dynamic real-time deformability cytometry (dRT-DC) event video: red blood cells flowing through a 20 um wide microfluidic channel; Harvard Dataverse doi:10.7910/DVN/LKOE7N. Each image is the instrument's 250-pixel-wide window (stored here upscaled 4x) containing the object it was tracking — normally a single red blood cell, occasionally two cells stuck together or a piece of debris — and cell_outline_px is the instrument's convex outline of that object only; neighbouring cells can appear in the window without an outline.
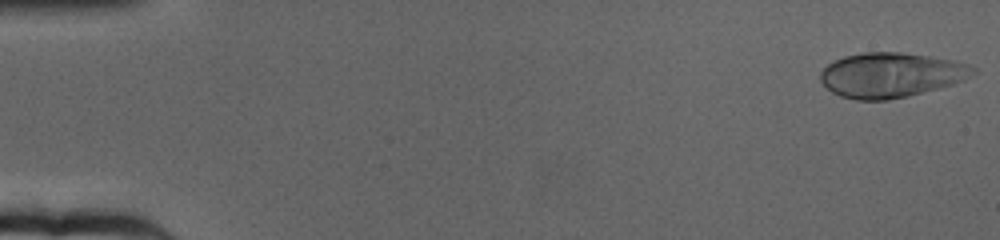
{"species": "human", "species_latin": "Homo sapiens", "temperature_condition": "cold", "stored_images_in_passage": 64, "camera_frame_rate_fps": 3000, "um_per_image_px": 0.085, "donor": {"sex": "female"}, "frame": {"image": 1, "passage_image": 1, "time_ms": 0.0, "image_size_px": [1000, 240], "cell_outline_px": [[980, 72], [964, 80], [940, 88], [908, 96], [888, 100], [856, 100], [840, 96], [832, 92], [820, 80], [820, 72], [828, 64], [844, 56], [864, 52], [900, 52], [956, 60], [968, 64], [976, 68]], "centroid_in_image_um": [75.78, 6.37], "position_along_channel_um": 9.2, "area_um2": 40.06}}
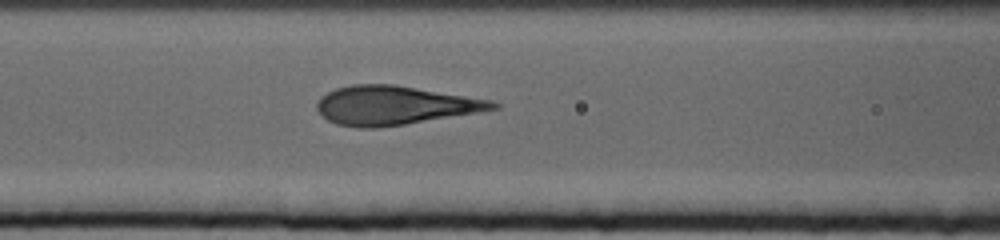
{"frame": {"image": 2, "passage_image": 27, "time_ms": 8.667, "image_size_px": [1000, 240], "cell_outline_px": [[500, 108], [404, 124], [376, 128], [360, 128], [336, 124], [328, 120], [316, 108], [316, 104], [320, 96], [336, 88], [352, 84], [392, 84], [492, 100], [500, 104]], "centroid_in_image_um": [33.5, 8.95], "position_along_channel_um": 133.1, "area_um2": 39.42}}
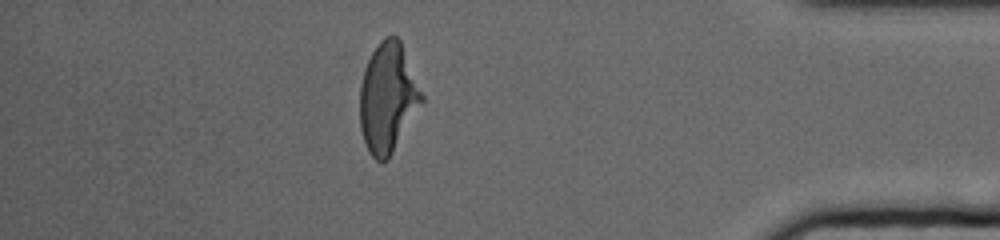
{"frame": {"image": 3, "passage_image": 56, "time_ms": 18.333, "image_size_px": [1000, 240], "cell_outline_px": [[424, 100], [388, 160], [376, 160], [368, 152], [360, 128], [360, 84], [364, 68], [372, 52], [380, 40], [384, 36], [396, 36], [400, 40], [424, 96]], "centroid_in_image_um": [32.95, 8.31], "position_along_channel_um": 402.2, "area_um2": 39.36}}